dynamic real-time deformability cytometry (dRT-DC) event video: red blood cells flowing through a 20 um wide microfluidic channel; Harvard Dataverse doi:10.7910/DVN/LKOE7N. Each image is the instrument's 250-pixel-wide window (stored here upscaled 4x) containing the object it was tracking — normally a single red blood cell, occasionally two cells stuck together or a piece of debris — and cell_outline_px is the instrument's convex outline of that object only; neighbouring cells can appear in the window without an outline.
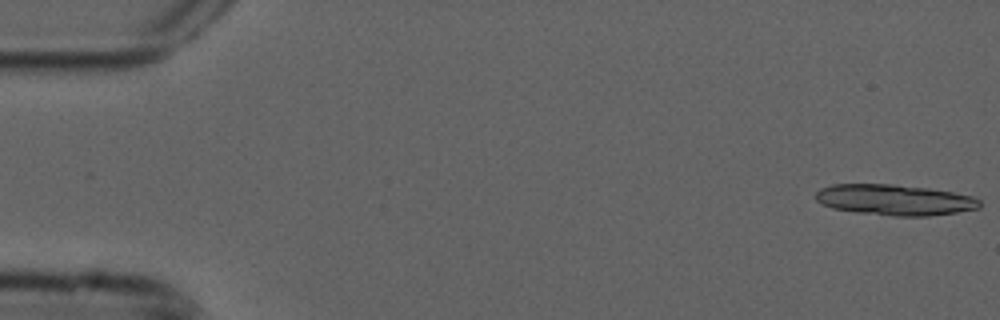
{"species": "common noctule bat (a hibernating species)", "species_latin": "Nyctalus noctula", "temperature_condition": "cold", "stored_images_in_passage": 6, "camera_frame_rate_fps": 3000, "um_per_image_px": 0.085, "animal": {"sex": "male", "forearm_length_mm": 52.5}, "frame": {"image": 1, "passage_image": 1, "time_ms": 0.0, "image_size_px": [1000, 320], "cell_outline_px": [[980, 208], [956, 212], [928, 216], [896, 216], [856, 212], [832, 208], [816, 200], [816, 192], [820, 188], [832, 184], [892, 184], [928, 188], [952, 192], [972, 196], [980, 200]], "centroid_in_image_um": [76.04, 16.98], "position_along_channel_um": 9.0, "area_um2": 29.3}}
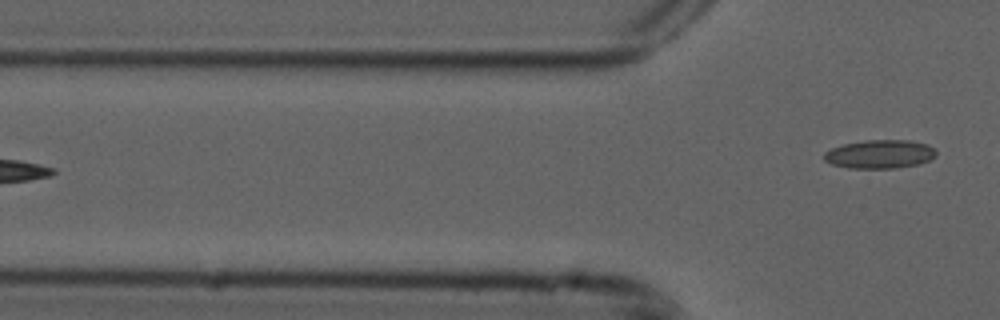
{"frame": {"image": 2, "passage_image": 6, "time_ms": 1.667, "image_size_px": [1000, 320], "cell_outline_px": [[936, 156], [920, 164], [892, 168], [848, 168], [832, 164], [824, 160], [824, 152], [832, 148], [844, 144], [864, 140], [908, 140], [928, 144], [936, 152]], "centroid_in_image_um": [74.78, 13.1], "position_along_channel_um": 51.0, "area_um2": 18.61}}